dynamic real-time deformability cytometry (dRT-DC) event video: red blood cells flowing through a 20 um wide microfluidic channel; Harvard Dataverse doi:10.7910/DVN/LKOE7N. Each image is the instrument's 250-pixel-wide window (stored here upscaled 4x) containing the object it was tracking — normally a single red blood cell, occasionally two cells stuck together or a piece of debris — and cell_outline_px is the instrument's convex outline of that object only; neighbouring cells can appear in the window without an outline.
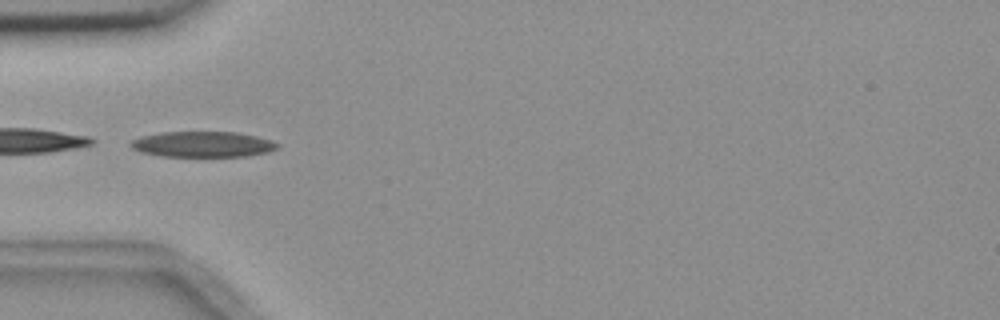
{"species": "common noctule bat (a hibernating species)", "species_latin": "Nyctalus noctula", "temperature_condition": "room temperature", "stored_images_in_passage": 7, "camera_frame_rate_fps": 3000, "um_per_image_px": 0.085, "animal": {"sex": "female", "body_mass_g": 18.4}, "frame": {"image": 1, "passage_image": 2, "time_ms": 5.333, "image_size_px": [1000, 320], "cell_outline_px": [[280, 148], [268, 152], [248, 156], [160, 156], [140, 152], [132, 148], [128, 144], [132, 140], [140, 136], [164, 132], [236, 132], [256, 136], [272, 140], [280, 144]], "centroid_in_image_um": [17.25, 12.26], "position_along_channel_um": 67.8, "area_um2": 22.08}}
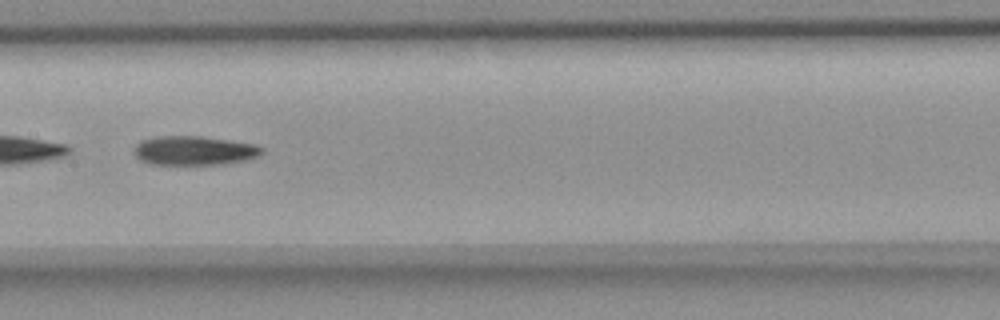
{"frame": {"image": 2, "passage_image": 5, "time_ms": 8.667, "image_size_px": [1000, 320], "cell_outline_px": [[264, 152], [260, 156], [248, 160], [224, 164], [148, 164], [140, 160], [132, 152], [132, 148], [140, 140], [160, 136], [200, 136], [256, 144], [264, 148]], "centroid_in_image_um": [16.51, 12.8], "position_along_channel_um": 190.9, "area_um2": 22.02}}
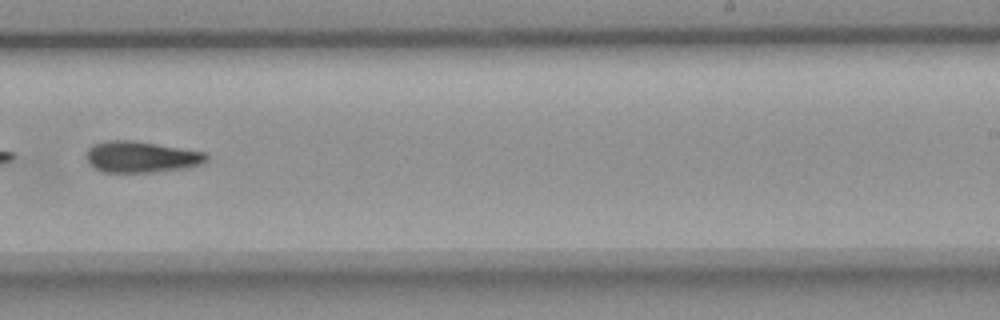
{"frame": {"image": 3, "passage_image": 7, "time_ms": 11.0, "image_size_px": [1000, 320], "cell_outline_px": [[208, 160], [200, 164], [184, 168], [152, 172], [104, 172], [96, 168], [84, 156], [88, 148], [92, 144], [108, 140], [132, 140], [204, 152], [208, 156]], "centroid_in_image_um": [11.97, 13.33], "position_along_channel_um": 277.0, "area_um2": 21.68}}